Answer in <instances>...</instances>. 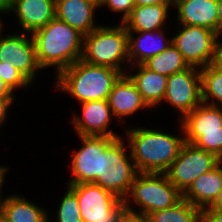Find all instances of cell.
I'll return each instance as SVG.
<instances>
[{
  "label": "cell",
  "mask_w": 222,
  "mask_h": 222,
  "mask_svg": "<svg viewBox=\"0 0 222 222\" xmlns=\"http://www.w3.org/2000/svg\"><path fill=\"white\" fill-rule=\"evenodd\" d=\"M8 60L30 82L34 79L37 69H41L36 59L33 38L28 39L25 33L0 37V61Z\"/></svg>",
  "instance_id": "13"
},
{
  "label": "cell",
  "mask_w": 222,
  "mask_h": 222,
  "mask_svg": "<svg viewBox=\"0 0 222 222\" xmlns=\"http://www.w3.org/2000/svg\"><path fill=\"white\" fill-rule=\"evenodd\" d=\"M0 78L12 91L17 87H26L31 83L9 60L3 62L0 61Z\"/></svg>",
  "instance_id": "28"
},
{
  "label": "cell",
  "mask_w": 222,
  "mask_h": 222,
  "mask_svg": "<svg viewBox=\"0 0 222 222\" xmlns=\"http://www.w3.org/2000/svg\"><path fill=\"white\" fill-rule=\"evenodd\" d=\"M172 1H173V4H176V3H178L181 0H172Z\"/></svg>",
  "instance_id": "42"
},
{
  "label": "cell",
  "mask_w": 222,
  "mask_h": 222,
  "mask_svg": "<svg viewBox=\"0 0 222 222\" xmlns=\"http://www.w3.org/2000/svg\"><path fill=\"white\" fill-rule=\"evenodd\" d=\"M57 75V87L83 103L108 100L114 83L122 73L109 67L91 65L80 59Z\"/></svg>",
  "instance_id": "3"
},
{
  "label": "cell",
  "mask_w": 222,
  "mask_h": 222,
  "mask_svg": "<svg viewBox=\"0 0 222 222\" xmlns=\"http://www.w3.org/2000/svg\"><path fill=\"white\" fill-rule=\"evenodd\" d=\"M202 102L207 103L209 97L216 99L222 107V70L214 63L201 68Z\"/></svg>",
  "instance_id": "26"
},
{
  "label": "cell",
  "mask_w": 222,
  "mask_h": 222,
  "mask_svg": "<svg viewBox=\"0 0 222 222\" xmlns=\"http://www.w3.org/2000/svg\"><path fill=\"white\" fill-rule=\"evenodd\" d=\"M57 216L58 222H83L77 196L69 188L61 201Z\"/></svg>",
  "instance_id": "27"
},
{
  "label": "cell",
  "mask_w": 222,
  "mask_h": 222,
  "mask_svg": "<svg viewBox=\"0 0 222 222\" xmlns=\"http://www.w3.org/2000/svg\"><path fill=\"white\" fill-rule=\"evenodd\" d=\"M168 10L169 6L163 5L135 6L131 14L121 23L127 32H155L162 29Z\"/></svg>",
  "instance_id": "21"
},
{
  "label": "cell",
  "mask_w": 222,
  "mask_h": 222,
  "mask_svg": "<svg viewBox=\"0 0 222 222\" xmlns=\"http://www.w3.org/2000/svg\"><path fill=\"white\" fill-rule=\"evenodd\" d=\"M182 26L179 34L172 37L171 40L187 64L204 68L214 63L219 35L201 26Z\"/></svg>",
  "instance_id": "10"
},
{
  "label": "cell",
  "mask_w": 222,
  "mask_h": 222,
  "mask_svg": "<svg viewBox=\"0 0 222 222\" xmlns=\"http://www.w3.org/2000/svg\"><path fill=\"white\" fill-rule=\"evenodd\" d=\"M55 0H16L6 12L14 11L20 25L33 33L55 18Z\"/></svg>",
  "instance_id": "16"
},
{
  "label": "cell",
  "mask_w": 222,
  "mask_h": 222,
  "mask_svg": "<svg viewBox=\"0 0 222 222\" xmlns=\"http://www.w3.org/2000/svg\"><path fill=\"white\" fill-rule=\"evenodd\" d=\"M0 222H8V221L0 215Z\"/></svg>",
  "instance_id": "41"
},
{
  "label": "cell",
  "mask_w": 222,
  "mask_h": 222,
  "mask_svg": "<svg viewBox=\"0 0 222 222\" xmlns=\"http://www.w3.org/2000/svg\"><path fill=\"white\" fill-rule=\"evenodd\" d=\"M108 102L113 116L119 118L131 115L140 108L149 107L127 74H122L114 83Z\"/></svg>",
  "instance_id": "18"
},
{
  "label": "cell",
  "mask_w": 222,
  "mask_h": 222,
  "mask_svg": "<svg viewBox=\"0 0 222 222\" xmlns=\"http://www.w3.org/2000/svg\"><path fill=\"white\" fill-rule=\"evenodd\" d=\"M135 6H150V5H163L170 6L173 4L172 0H134Z\"/></svg>",
  "instance_id": "32"
},
{
  "label": "cell",
  "mask_w": 222,
  "mask_h": 222,
  "mask_svg": "<svg viewBox=\"0 0 222 222\" xmlns=\"http://www.w3.org/2000/svg\"><path fill=\"white\" fill-rule=\"evenodd\" d=\"M99 5L100 7L107 5L113 11L123 12L122 22L125 21L135 7L134 0H101Z\"/></svg>",
  "instance_id": "29"
},
{
  "label": "cell",
  "mask_w": 222,
  "mask_h": 222,
  "mask_svg": "<svg viewBox=\"0 0 222 222\" xmlns=\"http://www.w3.org/2000/svg\"><path fill=\"white\" fill-rule=\"evenodd\" d=\"M6 171H7V169L5 167L0 166V198L2 197L1 196V188H2V185H3V182H4V176H5ZM3 201L4 200L2 199V202H1V199H0V206L3 203Z\"/></svg>",
  "instance_id": "38"
},
{
  "label": "cell",
  "mask_w": 222,
  "mask_h": 222,
  "mask_svg": "<svg viewBox=\"0 0 222 222\" xmlns=\"http://www.w3.org/2000/svg\"><path fill=\"white\" fill-rule=\"evenodd\" d=\"M13 91L6 85V83L0 78V97H13Z\"/></svg>",
  "instance_id": "36"
},
{
  "label": "cell",
  "mask_w": 222,
  "mask_h": 222,
  "mask_svg": "<svg viewBox=\"0 0 222 222\" xmlns=\"http://www.w3.org/2000/svg\"><path fill=\"white\" fill-rule=\"evenodd\" d=\"M163 100L181 111L182 118L193 111L202 103L200 71L190 66L184 71L168 76Z\"/></svg>",
  "instance_id": "11"
},
{
  "label": "cell",
  "mask_w": 222,
  "mask_h": 222,
  "mask_svg": "<svg viewBox=\"0 0 222 222\" xmlns=\"http://www.w3.org/2000/svg\"><path fill=\"white\" fill-rule=\"evenodd\" d=\"M130 158L138 172L164 173L176 160L185 138L137 128L127 131Z\"/></svg>",
  "instance_id": "2"
},
{
  "label": "cell",
  "mask_w": 222,
  "mask_h": 222,
  "mask_svg": "<svg viewBox=\"0 0 222 222\" xmlns=\"http://www.w3.org/2000/svg\"><path fill=\"white\" fill-rule=\"evenodd\" d=\"M138 69V73L128 76L146 104L153 107L164 99L168 76L151 71L143 64L138 65Z\"/></svg>",
  "instance_id": "22"
},
{
  "label": "cell",
  "mask_w": 222,
  "mask_h": 222,
  "mask_svg": "<svg viewBox=\"0 0 222 222\" xmlns=\"http://www.w3.org/2000/svg\"><path fill=\"white\" fill-rule=\"evenodd\" d=\"M175 6L182 25L205 27L219 35L217 0H181Z\"/></svg>",
  "instance_id": "17"
},
{
  "label": "cell",
  "mask_w": 222,
  "mask_h": 222,
  "mask_svg": "<svg viewBox=\"0 0 222 222\" xmlns=\"http://www.w3.org/2000/svg\"><path fill=\"white\" fill-rule=\"evenodd\" d=\"M202 222H222V211L215 209H203Z\"/></svg>",
  "instance_id": "30"
},
{
  "label": "cell",
  "mask_w": 222,
  "mask_h": 222,
  "mask_svg": "<svg viewBox=\"0 0 222 222\" xmlns=\"http://www.w3.org/2000/svg\"><path fill=\"white\" fill-rule=\"evenodd\" d=\"M124 142L115 138L100 154V176L93 184L109 190L125 200L138 174L134 161L128 160Z\"/></svg>",
  "instance_id": "7"
},
{
  "label": "cell",
  "mask_w": 222,
  "mask_h": 222,
  "mask_svg": "<svg viewBox=\"0 0 222 222\" xmlns=\"http://www.w3.org/2000/svg\"><path fill=\"white\" fill-rule=\"evenodd\" d=\"M82 104V117L74 115L72 123L79 136H107L119 137L115 133L106 131L111 121V108L108 100L87 101Z\"/></svg>",
  "instance_id": "14"
},
{
  "label": "cell",
  "mask_w": 222,
  "mask_h": 222,
  "mask_svg": "<svg viewBox=\"0 0 222 222\" xmlns=\"http://www.w3.org/2000/svg\"><path fill=\"white\" fill-rule=\"evenodd\" d=\"M79 202L83 222H121L127 213L124 200L93 183L69 184Z\"/></svg>",
  "instance_id": "8"
},
{
  "label": "cell",
  "mask_w": 222,
  "mask_h": 222,
  "mask_svg": "<svg viewBox=\"0 0 222 222\" xmlns=\"http://www.w3.org/2000/svg\"><path fill=\"white\" fill-rule=\"evenodd\" d=\"M214 64L222 70V43L218 41Z\"/></svg>",
  "instance_id": "34"
},
{
  "label": "cell",
  "mask_w": 222,
  "mask_h": 222,
  "mask_svg": "<svg viewBox=\"0 0 222 222\" xmlns=\"http://www.w3.org/2000/svg\"><path fill=\"white\" fill-rule=\"evenodd\" d=\"M84 62L105 66L120 71L122 74L121 61L129 58L128 32L123 25L116 27L99 26L88 35L83 36Z\"/></svg>",
  "instance_id": "4"
},
{
  "label": "cell",
  "mask_w": 222,
  "mask_h": 222,
  "mask_svg": "<svg viewBox=\"0 0 222 222\" xmlns=\"http://www.w3.org/2000/svg\"><path fill=\"white\" fill-rule=\"evenodd\" d=\"M13 100V97H0V123L6 119L7 110Z\"/></svg>",
  "instance_id": "31"
},
{
  "label": "cell",
  "mask_w": 222,
  "mask_h": 222,
  "mask_svg": "<svg viewBox=\"0 0 222 222\" xmlns=\"http://www.w3.org/2000/svg\"><path fill=\"white\" fill-rule=\"evenodd\" d=\"M220 162L222 160L215 154L185 142L176 160L164 173L183 194L200 175L212 170Z\"/></svg>",
  "instance_id": "9"
},
{
  "label": "cell",
  "mask_w": 222,
  "mask_h": 222,
  "mask_svg": "<svg viewBox=\"0 0 222 222\" xmlns=\"http://www.w3.org/2000/svg\"><path fill=\"white\" fill-rule=\"evenodd\" d=\"M131 197L140 205L139 213L129 206L127 200ZM181 199L182 193L170 183L165 173L138 172L124 202L127 212L148 216L154 211L171 208Z\"/></svg>",
  "instance_id": "5"
},
{
  "label": "cell",
  "mask_w": 222,
  "mask_h": 222,
  "mask_svg": "<svg viewBox=\"0 0 222 222\" xmlns=\"http://www.w3.org/2000/svg\"><path fill=\"white\" fill-rule=\"evenodd\" d=\"M218 5V22H219V35L222 32V0H217Z\"/></svg>",
  "instance_id": "37"
},
{
  "label": "cell",
  "mask_w": 222,
  "mask_h": 222,
  "mask_svg": "<svg viewBox=\"0 0 222 222\" xmlns=\"http://www.w3.org/2000/svg\"><path fill=\"white\" fill-rule=\"evenodd\" d=\"M143 65L147 69L165 76L173 75L190 67L172 43L165 51L148 59Z\"/></svg>",
  "instance_id": "24"
},
{
  "label": "cell",
  "mask_w": 222,
  "mask_h": 222,
  "mask_svg": "<svg viewBox=\"0 0 222 222\" xmlns=\"http://www.w3.org/2000/svg\"><path fill=\"white\" fill-rule=\"evenodd\" d=\"M222 187L221 162L212 170L200 175L182 194V198L200 209L209 207Z\"/></svg>",
  "instance_id": "19"
},
{
  "label": "cell",
  "mask_w": 222,
  "mask_h": 222,
  "mask_svg": "<svg viewBox=\"0 0 222 222\" xmlns=\"http://www.w3.org/2000/svg\"><path fill=\"white\" fill-rule=\"evenodd\" d=\"M204 209H215L222 211V187L219 190L217 198L214 200V202L207 208Z\"/></svg>",
  "instance_id": "35"
},
{
  "label": "cell",
  "mask_w": 222,
  "mask_h": 222,
  "mask_svg": "<svg viewBox=\"0 0 222 222\" xmlns=\"http://www.w3.org/2000/svg\"><path fill=\"white\" fill-rule=\"evenodd\" d=\"M17 195L7 197L0 206V215L8 222H48V215L34 203Z\"/></svg>",
  "instance_id": "23"
},
{
  "label": "cell",
  "mask_w": 222,
  "mask_h": 222,
  "mask_svg": "<svg viewBox=\"0 0 222 222\" xmlns=\"http://www.w3.org/2000/svg\"><path fill=\"white\" fill-rule=\"evenodd\" d=\"M147 217L150 222H202V209L182 198L171 208L154 211Z\"/></svg>",
  "instance_id": "25"
},
{
  "label": "cell",
  "mask_w": 222,
  "mask_h": 222,
  "mask_svg": "<svg viewBox=\"0 0 222 222\" xmlns=\"http://www.w3.org/2000/svg\"><path fill=\"white\" fill-rule=\"evenodd\" d=\"M55 7V17L69 24L83 36L98 27L93 24V11L100 7L97 0H55Z\"/></svg>",
  "instance_id": "15"
},
{
  "label": "cell",
  "mask_w": 222,
  "mask_h": 222,
  "mask_svg": "<svg viewBox=\"0 0 222 222\" xmlns=\"http://www.w3.org/2000/svg\"><path fill=\"white\" fill-rule=\"evenodd\" d=\"M121 222H150L147 216L127 212Z\"/></svg>",
  "instance_id": "33"
},
{
  "label": "cell",
  "mask_w": 222,
  "mask_h": 222,
  "mask_svg": "<svg viewBox=\"0 0 222 222\" xmlns=\"http://www.w3.org/2000/svg\"><path fill=\"white\" fill-rule=\"evenodd\" d=\"M214 101L202 102L182 118L185 142L215 154L222 160V109Z\"/></svg>",
  "instance_id": "6"
},
{
  "label": "cell",
  "mask_w": 222,
  "mask_h": 222,
  "mask_svg": "<svg viewBox=\"0 0 222 222\" xmlns=\"http://www.w3.org/2000/svg\"><path fill=\"white\" fill-rule=\"evenodd\" d=\"M83 146L72 159L73 177L69 184L93 183L100 176V154L118 137L79 136Z\"/></svg>",
  "instance_id": "12"
},
{
  "label": "cell",
  "mask_w": 222,
  "mask_h": 222,
  "mask_svg": "<svg viewBox=\"0 0 222 222\" xmlns=\"http://www.w3.org/2000/svg\"><path fill=\"white\" fill-rule=\"evenodd\" d=\"M31 36L41 69L56 66L59 74L82 58L83 35L56 17Z\"/></svg>",
  "instance_id": "1"
},
{
  "label": "cell",
  "mask_w": 222,
  "mask_h": 222,
  "mask_svg": "<svg viewBox=\"0 0 222 222\" xmlns=\"http://www.w3.org/2000/svg\"><path fill=\"white\" fill-rule=\"evenodd\" d=\"M0 12H3V13H4V12H6V11L0 9ZM2 27H3V26H2V22H1V20H0V36H1V32H2V31H1V30H2Z\"/></svg>",
  "instance_id": "40"
},
{
  "label": "cell",
  "mask_w": 222,
  "mask_h": 222,
  "mask_svg": "<svg viewBox=\"0 0 222 222\" xmlns=\"http://www.w3.org/2000/svg\"><path fill=\"white\" fill-rule=\"evenodd\" d=\"M133 32H128V47H129V59L128 62L131 63V60H137L138 65L143 64L148 59L156 56L157 54L165 51L172 40H168L167 43H164V32L163 29L154 31H144L138 32L140 35L136 38H133ZM157 33L160 37H158ZM162 37V38H161Z\"/></svg>",
  "instance_id": "20"
},
{
  "label": "cell",
  "mask_w": 222,
  "mask_h": 222,
  "mask_svg": "<svg viewBox=\"0 0 222 222\" xmlns=\"http://www.w3.org/2000/svg\"><path fill=\"white\" fill-rule=\"evenodd\" d=\"M16 0H0V9L7 10Z\"/></svg>",
  "instance_id": "39"
}]
</instances>
